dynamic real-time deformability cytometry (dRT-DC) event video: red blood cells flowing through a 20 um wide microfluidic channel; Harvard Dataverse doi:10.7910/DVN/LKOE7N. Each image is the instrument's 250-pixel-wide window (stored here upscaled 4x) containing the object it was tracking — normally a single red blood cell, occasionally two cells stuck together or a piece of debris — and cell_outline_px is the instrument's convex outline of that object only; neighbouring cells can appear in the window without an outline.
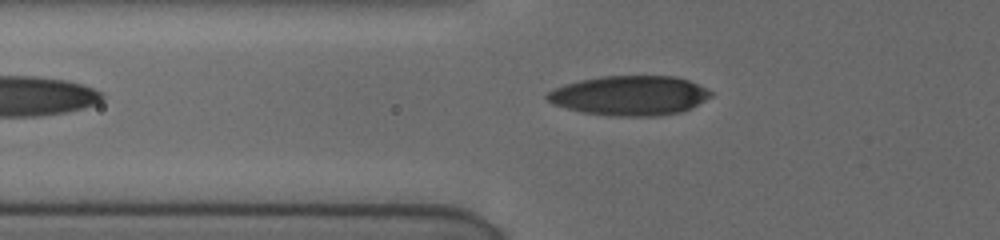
{"species": "human", "species_latin": "Homo sapiens", "temperature_condition": "cold", "stored_images_in_passage": 17, "camera_frame_rate_fps": 3000, "um_per_image_px": 0.085, "donor": {"sex": "female"}, "frame": {"image": 1, "passage_image": 17, "time_ms": 7.333, "image_size_px": [1000, 240], "cell_outline_px": [[712, 96], [692, 108], [680, 112], [656, 116], [612, 116], [584, 112], [568, 108], [556, 104], [548, 100], [544, 96], [548, 92], [564, 84], [580, 80], [600, 76], [672, 76], [688, 80], [712, 92]], "centroid_in_image_um": [53.53, 8.12], "position_along_channel_um": 72.3, "area_um2": 37.51}}